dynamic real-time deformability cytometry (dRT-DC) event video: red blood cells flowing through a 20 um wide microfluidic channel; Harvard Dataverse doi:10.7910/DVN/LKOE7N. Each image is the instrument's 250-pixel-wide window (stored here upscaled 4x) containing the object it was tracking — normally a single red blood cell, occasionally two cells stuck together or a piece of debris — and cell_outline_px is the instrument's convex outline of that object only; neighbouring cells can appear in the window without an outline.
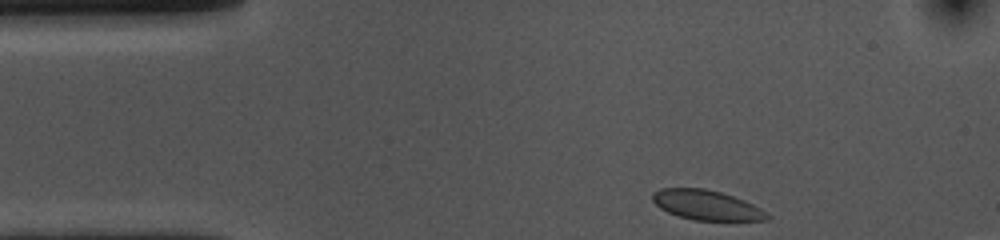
{"species": "common noctule bat (a hibernating species)", "species_latin": "Nyctalus noctula", "temperature_condition": "cold", "stored_images_in_passage": 37, "camera_frame_rate_fps": 3000, "um_per_image_px": 0.085, "animal": {"sex": "female", "body_mass_g": 10.0, "forearm_length_mm": 53.1}, "frame": {"image": 1, "passage_image": 1, "time_ms": 0.0, "image_size_px": [1000, 240], "cell_outline_px": [[772, 216], [768, 220], [692, 220], [668, 212], [660, 208], [652, 200], [652, 192], [660, 188], [704, 188], [720, 192], [744, 200], [760, 208]], "centroid_in_image_um": [60.04, 17.43], "position_along_channel_um": 25.0, "area_um2": 19.83}}
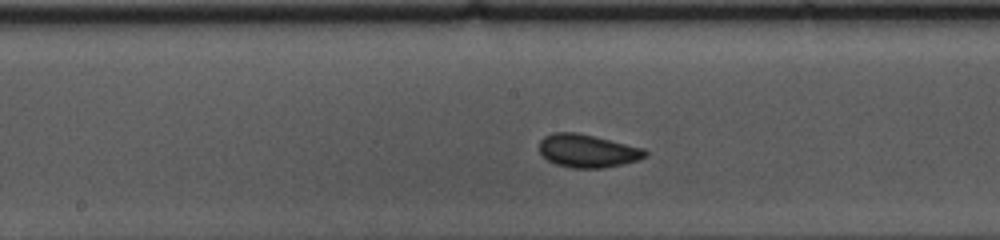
{"frame": {"image": 2, "passage_image": 20, "time_ms": 6.333, "image_size_px": [1000, 240], "cell_outline_px": [[648, 156], [636, 160], [604, 168], [572, 168], [556, 164], [548, 160], [540, 152], [540, 140], [544, 136], [552, 132], [576, 132], [644, 148], [648, 152]], "centroid_in_image_um": [49.93, 12.82], "position_along_channel_um": 198.3, "area_um2": 20.29}}
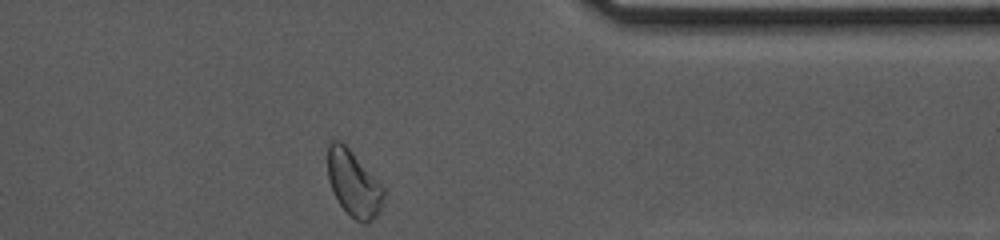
{"frame": {"image": 3, "passage_image": 37, "time_ms": 12.0, "image_size_px": [1000, 240], "cell_outline_px": [[384, 196], [380, 212], [376, 216], [364, 224], [356, 220], [340, 204], [332, 192], [328, 180], [328, 144], [332, 140], [340, 140], [348, 148], [384, 188]], "centroid_in_image_um": [30.04, 15.61], "position_along_channel_um": 381.4, "area_um2": 21.1}, "authors_computed_cell_mechanics": {"area_um2": 19.941, "velocity_mm_per_s": 3.5164, "shape_relaxation_time_tau1_ms": 2.1316, "shape_relaxation_time_tau2_ms": 0.9003, "deformation_change_tau1": 0.0581, "deformation_change_tau2": 0.0396}}